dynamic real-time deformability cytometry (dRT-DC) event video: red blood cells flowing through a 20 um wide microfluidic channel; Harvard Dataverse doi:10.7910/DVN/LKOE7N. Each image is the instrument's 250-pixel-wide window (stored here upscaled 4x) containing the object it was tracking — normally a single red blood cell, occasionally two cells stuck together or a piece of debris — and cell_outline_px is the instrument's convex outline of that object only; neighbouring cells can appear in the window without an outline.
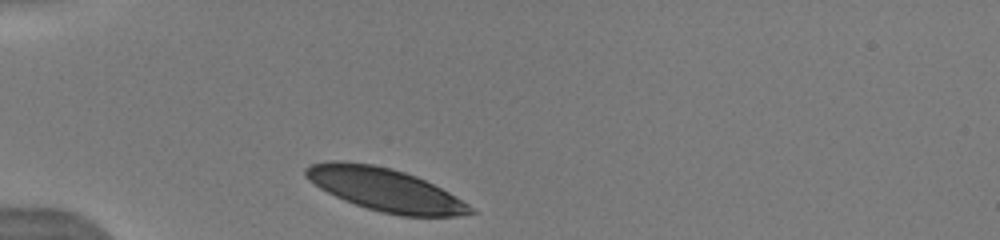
{"species": "human", "species_latin": "Homo sapiens", "temperature_condition": "warm", "stored_images_in_passage": 16, "camera_frame_rate_fps": 3000, "um_per_image_px": 0.085, "donor": {"sex": "male"}, "frame": {"image": 1, "passage_image": 1, "time_ms": 0.0, "image_size_px": [1000, 240], "cell_outline_px": [[476, 212], [456, 216], [400, 216], [380, 212], [344, 200], [320, 188], [308, 180], [304, 176], [304, 168], [312, 164], [328, 160], [340, 160], [372, 164], [392, 168], [416, 176], [448, 192], [468, 204]], "centroid_in_image_um": [32.68, 16.1], "position_along_channel_um": 52.3, "area_um2": 40.92}}
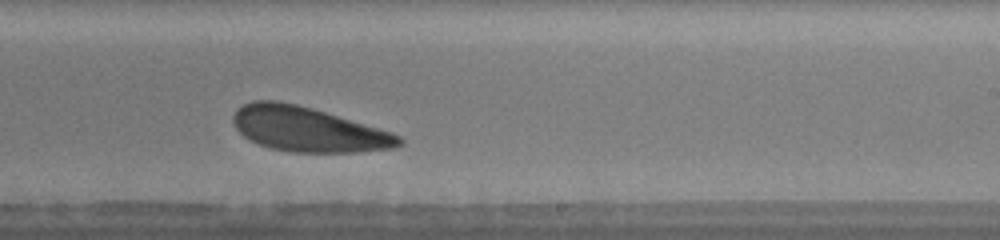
{"frame": {"image": 2, "passage_image": 12, "time_ms": 6.0, "image_size_px": [1000, 240], "cell_outline_px": [[404, 144], [396, 148], [356, 152], [292, 152], [272, 148], [248, 140], [236, 128], [232, 120], [232, 116], [236, 108], [252, 100], [276, 100], [296, 104], [312, 108], [392, 132], [400, 136], [404, 140]], "centroid_in_image_um": [26.18, 10.99], "position_along_channel_um": 262.8, "area_um2": 43.23}}